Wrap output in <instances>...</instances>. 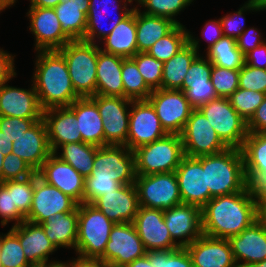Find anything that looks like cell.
I'll use <instances>...</instances> for the list:
<instances>
[{"mask_svg":"<svg viewBox=\"0 0 266 267\" xmlns=\"http://www.w3.org/2000/svg\"><path fill=\"white\" fill-rule=\"evenodd\" d=\"M0 267H33L25 257L19 236L11 228L0 234Z\"/></svg>","mask_w":266,"mask_h":267,"instance_id":"obj_41","label":"cell"},{"mask_svg":"<svg viewBox=\"0 0 266 267\" xmlns=\"http://www.w3.org/2000/svg\"><path fill=\"white\" fill-rule=\"evenodd\" d=\"M206 57L216 66L240 70L245 64L244 54L237 48L236 40L223 36L206 52Z\"/></svg>","mask_w":266,"mask_h":267,"instance_id":"obj_38","label":"cell"},{"mask_svg":"<svg viewBox=\"0 0 266 267\" xmlns=\"http://www.w3.org/2000/svg\"><path fill=\"white\" fill-rule=\"evenodd\" d=\"M139 206L168 210L182 203L175 172L136 175Z\"/></svg>","mask_w":266,"mask_h":267,"instance_id":"obj_8","label":"cell"},{"mask_svg":"<svg viewBox=\"0 0 266 267\" xmlns=\"http://www.w3.org/2000/svg\"><path fill=\"white\" fill-rule=\"evenodd\" d=\"M239 88L266 94V69L244 64L239 70Z\"/></svg>","mask_w":266,"mask_h":267,"instance_id":"obj_52","label":"cell"},{"mask_svg":"<svg viewBox=\"0 0 266 267\" xmlns=\"http://www.w3.org/2000/svg\"><path fill=\"white\" fill-rule=\"evenodd\" d=\"M185 248L194 267H238L228 239L202 234Z\"/></svg>","mask_w":266,"mask_h":267,"instance_id":"obj_24","label":"cell"},{"mask_svg":"<svg viewBox=\"0 0 266 267\" xmlns=\"http://www.w3.org/2000/svg\"><path fill=\"white\" fill-rule=\"evenodd\" d=\"M4 155L0 152V183H2V166H3Z\"/></svg>","mask_w":266,"mask_h":267,"instance_id":"obj_70","label":"cell"},{"mask_svg":"<svg viewBox=\"0 0 266 267\" xmlns=\"http://www.w3.org/2000/svg\"><path fill=\"white\" fill-rule=\"evenodd\" d=\"M43 112L33 83L29 89L0 85V116L43 119Z\"/></svg>","mask_w":266,"mask_h":267,"instance_id":"obj_22","label":"cell"},{"mask_svg":"<svg viewBox=\"0 0 266 267\" xmlns=\"http://www.w3.org/2000/svg\"><path fill=\"white\" fill-rule=\"evenodd\" d=\"M30 7H56L62 0H29Z\"/></svg>","mask_w":266,"mask_h":267,"instance_id":"obj_64","label":"cell"},{"mask_svg":"<svg viewBox=\"0 0 266 267\" xmlns=\"http://www.w3.org/2000/svg\"><path fill=\"white\" fill-rule=\"evenodd\" d=\"M32 82L43 110L68 107L80 96L75 92L66 60L58 50L37 51Z\"/></svg>","mask_w":266,"mask_h":267,"instance_id":"obj_2","label":"cell"},{"mask_svg":"<svg viewBox=\"0 0 266 267\" xmlns=\"http://www.w3.org/2000/svg\"><path fill=\"white\" fill-rule=\"evenodd\" d=\"M265 97V93L238 88L228 99L231 106L248 122Z\"/></svg>","mask_w":266,"mask_h":267,"instance_id":"obj_45","label":"cell"},{"mask_svg":"<svg viewBox=\"0 0 266 267\" xmlns=\"http://www.w3.org/2000/svg\"><path fill=\"white\" fill-rule=\"evenodd\" d=\"M244 57L245 64L254 68L266 69V41L249 51Z\"/></svg>","mask_w":266,"mask_h":267,"instance_id":"obj_60","label":"cell"},{"mask_svg":"<svg viewBox=\"0 0 266 267\" xmlns=\"http://www.w3.org/2000/svg\"><path fill=\"white\" fill-rule=\"evenodd\" d=\"M241 151L246 180L254 187L266 175V133H248Z\"/></svg>","mask_w":266,"mask_h":267,"instance_id":"obj_34","label":"cell"},{"mask_svg":"<svg viewBox=\"0 0 266 267\" xmlns=\"http://www.w3.org/2000/svg\"><path fill=\"white\" fill-rule=\"evenodd\" d=\"M106 267H126V266H119L114 264H106Z\"/></svg>","mask_w":266,"mask_h":267,"instance_id":"obj_73","label":"cell"},{"mask_svg":"<svg viewBox=\"0 0 266 267\" xmlns=\"http://www.w3.org/2000/svg\"><path fill=\"white\" fill-rule=\"evenodd\" d=\"M131 3V0H90L85 35L82 40L100 44L99 42L108 36L117 26V24L125 19L134 10V7H127L129 4L131 5ZM109 7H112L113 9L116 8V10L119 11V14L117 13L118 16L113 20V22H111V25L108 21V28H103V26H101L103 21L101 20L107 16L108 10H110ZM111 14H113V12ZM96 39L97 41L99 39V41L96 42Z\"/></svg>","mask_w":266,"mask_h":267,"instance_id":"obj_26","label":"cell"},{"mask_svg":"<svg viewBox=\"0 0 266 267\" xmlns=\"http://www.w3.org/2000/svg\"><path fill=\"white\" fill-rule=\"evenodd\" d=\"M34 192V175L12 180L13 206L26 218L30 212Z\"/></svg>","mask_w":266,"mask_h":267,"instance_id":"obj_48","label":"cell"},{"mask_svg":"<svg viewBox=\"0 0 266 267\" xmlns=\"http://www.w3.org/2000/svg\"><path fill=\"white\" fill-rule=\"evenodd\" d=\"M103 121L104 146H126L129 131V113L132 100L123 97L94 95ZM129 108V109H128Z\"/></svg>","mask_w":266,"mask_h":267,"instance_id":"obj_9","label":"cell"},{"mask_svg":"<svg viewBox=\"0 0 266 267\" xmlns=\"http://www.w3.org/2000/svg\"><path fill=\"white\" fill-rule=\"evenodd\" d=\"M189 43L164 62L161 89L180 90L192 62L200 55V39L188 31Z\"/></svg>","mask_w":266,"mask_h":267,"instance_id":"obj_30","label":"cell"},{"mask_svg":"<svg viewBox=\"0 0 266 267\" xmlns=\"http://www.w3.org/2000/svg\"><path fill=\"white\" fill-rule=\"evenodd\" d=\"M136 6V40L138 52H147L156 41L167 35L177 24L166 17L148 15Z\"/></svg>","mask_w":266,"mask_h":267,"instance_id":"obj_36","label":"cell"},{"mask_svg":"<svg viewBox=\"0 0 266 267\" xmlns=\"http://www.w3.org/2000/svg\"><path fill=\"white\" fill-rule=\"evenodd\" d=\"M248 1H251V2H259V3H262L263 0H248Z\"/></svg>","mask_w":266,"mask_h":267,"instance_id":"obj_74","label":"cell"},{"mask_svg":"<svg viewBox=\"0 0 266 267\" xmlns=\"http://www.w3.org/2000/svg\"><path fill=\"white\" fill-rule=\"evenodd\" d=\"M189 43L188 29L177 24L167 35L159 39L147 53L160 61H168Z\"/></svg>","mask_w":266,"mask_h":267,"instance_id":"obj_39","label":"cell"},{"mask_svg":"<svg viewBox=\"0 0 266 267\" xmlns=\"http://www.w3.org/2000/svg\"><path fill=\"white\" fill-rule=\"evenodd\" d=\"M261 5H262V11H265L266 10V0H263Z\"/></svg>","mask_w":266,"mask_h":267,"instance_id":"obj_72","label":"cell"},{"mask_svg":"<svg viewBox=\"0 0 266 267\" xmlns=\"http://www.w3.org/2000/svg\"><path fill=\"white\" fill-rule=\"evenodd\" d=\"M146 255L153 267H194L186 248L149 250Z\"/></svg>","mask_w":266,"mask_h":267,"instance_id":"obj_46","label":"cell"},{"mask_svg":"<svg viewBox=\"0 0 266 267\" xmlns=\"http://www.w3.org/2000/svg\"><path fill=\"white\" fill-rule=\"evenodd\" d=\"M121 78L124 87V98L130 100H147L152 90L143 80L132 58H124L122 63Z\"/></svg>","mask_w":266,"mask_h":267,"instance_id":"obj_40","label":"cell"},{"mask_svg":"<svg viewBox=\"0 0 266 267\" xmlns=\"http://www.w3.org/2000/svg\"><path fill=\"white\" fill-rule=\"evenodd\" d=\"M74 267H106V263L99 259L74 258Z\"/></svg>","mask_w":266,"mask_h":267,"instance_id":"obj_62","label":"cell"},{"mask_svg":"<svg viewBox=\"0 0 266 267\" xmlns=\"http://www.w3.org/2000/svg\"><path fill=\"white\" fill-rule=\"evenodd\" d=\"M194 0H138L137 7H144L145 14L171 19L181 24L175 17L185 10ZM146 10V11H145Z\"/></svg>","mask_w":266,"mask_h":267,"instance_id":"obj_42","label":"cell"},{"mask_svg":"<svg viewBox=\"0 0 266 267\" xmlns=\"http://www.w3.org/2000/svg\"><path fill=\"white\" fill-rule=\"evenodd\" d=\"M258 219L266 225V191H255Z\"/></svg>","mask_w":266,"mask_h":267,"instance_id":"obj_61","label":"cell"},{"mask_svg":"<svg viewBox=\"0 0 266 267\" xmlns=\"http://www.w3.org/2000/svg\"><path fill=\"white\" fill-rule=\"evenodd\" d=\"M133 152L136 175L175 172L185 156L180 134H167Z\"/></svg>","mask_w":266,"mask_h":267,"instance_id":"obj_6","label":"cell"},{"mask_svg":"<svg viewBox=\"0 0 266 267\" xmlns=\"http://www.w3.org/2000/svg\"><path fill=\"white\" fill-rule=\"evenodd\" d=\"M30 19L29 30L34 35V50H59L71 41L62 31L54 8L29 7L26 13Z\"/></svg>","mask_w":266,"mask_h":267,"instance_id":"obj_16","label":"cell"},{"mask_svg":"<svg viewBox=\"0 0 266 267\" xmlns=\"http://www.w3.org/2000/svg\"><path fill=\"white\" fill-rule=\"evenodd\" d=\"M13 142L0 131V152L6 156L12 153Z\"/></svg>","mask_w":266,"mask_h":267,"instance_id":"obj_63","label":"cell"},{"mask_svg":"<svg viewBox=\"0 0 266 267\" xmlns=\"http://www.w3.org/2000/svg\"><path fill=\"white\" fill-rule=\"evenodd\" d=\"M40 225L57 249L62 247L75 250L78 235V207L71 212L57 213Z\"/></svg>","mask_w":266,"mask_h":267,"instance_id":"obj_35","label":"cell"},{"mask_svg":"<svg viewBox=\"0 0 266 267\" xmlns=\"http://www.w3.org/2000/svg\"><path fill=\"white\" fill-rule=\"evenodd\" d=\"M228 148L241 149L247 138V122L231 106L228 98L218 97L198 108Z\"/></svg>","mask_w":266,"mask_h":267,"instance_id":"obj_7","label":"cell"},{"mask_svg":"<svg viewBox=\"0 0 266 267\" xmlns=\"http://www.w3.org/2000/svg\"><path fill=\"white\" fill-rule=\"evenodd\" d=\"M164 221L172 240L185 248L197 240L202 233L201 208L181 203L164 211Z\"/></svg>","mask_w":266,"mask_h":267,"instance_id":"obj_18","label":"cell"},{"mask_svg":"<svg viewBox=\"0 0 266 267\" xmlns=\"http://www.w3.org/2000/svg\"><path fill=\"white\" fill-rule=\"evenodd\" d=\"M203 235L228 239L240 234L258 219L253 187L212 198L201 208Z\"/></svg>","mask_w":266,"mask_h":267,"instance_id":"obj_1","label":"cell"},{"mask_svg":"<svg viewBox=\"0 0 266 267\" xmlns=\"http://www.w3.org/2000/svg\"><path fill=\"white\" fill-rule=\"evenodd\" d=\"M92 205L115 224L132 223L139 208L136 186L122 185L116 191L100 196Z\"/></svg>","mask_w":266,"mask_h":267,"instance_id":"obj_23","label":"cell"},{"mask_svg":"<svg viewBox=\"0 0 266 267\" xmlns=\"http://www.w3.org/2000/svg\"><path fill=\"white\" fill-rule=\"evenodd\" d=\"M205 170L209 201L218 196L244 191L249 185L241 149L227 148L212 155L197 157Z\"/></svg>","mask_w":266,"mask_h":267,"instance_id":"obj_3","label":"cell"},{"mask_svg":"<svg viewBox=\"0 0 266 267\" xmlns=\"http://www.w3.org/2000/svg\"><path fill=\"white\" fill-rule=\"evenodd\" d=\"M247 267H266V259L260 262L252 263Z\"/></svg>","mask_w":266,"mask_h":267,"instance_id":"obj_68","label":"cell"},{"mask_svg":"<svg viewBox=\"0 0 266 267\" xmlns=\"http://www.w3.org/2000/svg\"><path fill=\"white\" fill-rule=\"evenodd\" d=\"M201 36H203V39L208 41L207 50L220 40L223 37L220 18L206 22L202 28Z\"/></svg>","mask_w":266,"mask_h":267,"instance_id":"obj_59","label":"cell"},{"mask_svg":"<svg viewBox=\"0 0 266 267\" xmlns=\"http://www.w3.org/2000/svg\"><path fill=\"white\" fill-rule=\"evenodd\" d=\"M43 120L47 127L48 142L52 153L60 145L82 142L81 133H78V121L69 107L44 110Z\"/></svg>","mask_w":266,"mask_h":267,"instance_id":"obj_28","label":"cell"},{"mask_svg":"<svg viewBox=\"0 0 266 267\" xmlns=\"http://www.w3.org/2000/svg\"><path fill=\"white\" fill-rule=\"evenodd\" d=\"M97 150L98 147L95 145L77 142L60 145L53 153L60 160L70 164L85 178L89 176L93 170V162ZM58 151H61V153Z\"/></svg>","mask_w":266,"mask_h":267,"instance_id":"obj_37","label":"cell"},{"mask_svg":"<svg viewBox=\"0 0 266 267\" xmlns=\"http://www.w3.org/2000/svg\"><path fill=\"white\" fill-rule=\"evenodd\" d=\"M122 186L113 178L85 177L84 182V203L92 204L100 196L116 191Z\"/></svg>","mask_w":266,"mask_h":267,"instance_id":"obj_50","label":"cell"},{"mask_svg":"<svg viewBox=\"0 0 266 267\" xmlns=\"http://www.w3.org/2000/svg\"><path fill=\"white\" fill-rule=\"evenodd\" d=\"M36 172L20 157L10 153L4 156L2 166V182L23 179L34 175Z\"/></svg>","mask_w":266,"mask_h":267,"instance_id":"obj_51","label":"cell"},{"mask_svg":"<svg viewBox=\"0 0 266 267\" xmlns=\"http://www.w3.org/2000/svg\"><path fill=\"white\" fill-rule=\"evenodd\" d=\"M42 267H74V258L73 260L62 262V261H55L50 260L47 264H45Z\"/></svg>","mask_w":266,"mask_h":267,"instance_id":"obj_66","label":"cell"},{"mask_svg":"<svg viewBox=\"0 0 266 267\" xmlns=\"http://www.w3.org/2000/svg\"><path fill=\"white\" fill-rule=\"evenodd\" d=\"M11 229L19 236L20 245L27 261L33 267H42L49 261V255L58 249L48 239L42 226L30 221H23Z\"/></svg>","mask_w":266,"mask_h":267,"instance_id":"obj_27","label":"cell"},{"mask_svg":"<svg viewBox=\"0 0 266 267\" xmlns=\"http://www.w3.org/2000/svg\"><path fill=\"white\" fill-rule=\"evenodd\" d=\"M87 177L113 178L122 185L134 184L136 178L134 152L126 146L98 147L93 170Z\"/></svg>","mask_w":266,"mask_h":267,"instance_id":"obj_12","label":"cell"},{"mask_svg":"<svg viewBox=\"0 0 266 267\" xmlns=\"http://www.w3.org/2000/svg\"><path fill=\"white\" fill-rule=\"evenodd\" d=\"M210 80L217 96L228 98L239 88V70L212 64Z\"/></svg>","mask_w":266,"mask_h":267,"instance_id":"obj_47","label":"cell"},{"mask_svg":"<svg viewBox=\"0 0 266 267\" xmlns=\"http://www.w3.org/2000/svg\"><path fill=\"white\" fill-rule=\"evenodd\" d=\"M124 57L98 51L96 68V95L124 98L121 78Z\"/></svg>","mask_w":266,"mask_h":267,"instance_id":"obj_31","label":"cell"},{"mask_svg":"<svg viewBox=\"0 0 266 267\" xmlns=\"http://www.w3.org/2000/svg\"><path fill=\"white\" fill-rule=\"evenodd\" d=\"M90 0H62L54 7L63 33L71 40H82L87 25Z\"/></svg>","mask_w":266,"mask_h":267,"instance_id":"obj_33","label":"cell"},{"mask_svg":"<svg viewBox=\"0 0 266 267\" xmlns=\"http://www.w3.org/2000/svg\"><path fill=\"white\" fill-rule=\"evenodd\" d=\"M228 241L238 267L266 259V225L259 219Z\"/></svg>","mask_w":266,"mask_h":267,"instance_id":"obj_20","label":"cell"},{"mask_svg":"<svg viewBox=\"0 0 266 267\" xmlns=\"http://www.w3.org/2000/svg\"><path fill=\"white\" fill-rule=\"evenodd\" d=\"M15 55L7 52L0 48V85L5 82L9 83V80H12L13 77H16L17 73L15 71L14 58Z\"/></svg>","mask_w":266,"mask_h":267,"instance_id":"obj_57","label":"cell"},{"mask_svg":"<svg viewBox=\"0 0 266 267\" xmlns=\"http://www.w3.org/2000/svg\"><path fill=\"white\" fill-rule=\"evenodd\" d=\"M155 109L162 127L168 134H181L193 107L184 91L175 89H156L147 99Z\"/></svg>","mask_w":266,"mask_h":267,"instance_id":"obj_10","label":"cell"},{"mask_svg":"<svg viewBox=\"0 0 266 267\" xmlns=\"http://www.w3.org/2000/svg\"><path fill=\"white\" fill-rule=\"evenodd\" d=\"M12 153L24 160L35 172L41 168L52 154L43 119L13 141Z\"/></svg>","mask_w":266,"mask_h":267,"instance_id":"obj_25","label":"cell"},{"mask_svg":"<svg viewBox=\"0 0 266 267\" xmlns=\"http://www.w3.org/2000/svg\"><path fill=\"white\" fill-rule=\"evenodd\" d=\"M101 51L118 55L124 58H132L137 50L136 40V6L134 10L113 31L100 41ZM103 47V48H102Z\"/></svg>","mask_w":266,"mask_h":267,"instance_id":"obj_32","label":"cell"},{"mask_svg":"<svg viewBox=\"0 0 266 267\" xmlns=\"http://www.w3.org/2000/svg\"><path fill=\"white\" fill-rule=\"evenodd\" d=\"M254 191H266V175L253 187Z\"/></svg>","mask_w":266,"mask_h":267,"instance_id":"obj_67","label":"cell"},{"mask_svg":"<svg viewBox=\"0 0 266 267\" xmlns=\"http://www.w3.org/2000/svg\"><path fill=\"white\" fill-rule=\"evenodd\" d=\"M6 6L0 2V13L6 10Z\"/></svg>","mask_w":266,"mask_h":267,"instance_id":"obj_71","label":"cell"},{"mask_svg":"<svg viewBox=\"0 0 266 267\" xmlns=\"http://www.w3.org/2000/svg\"><path fill=\"white\" fill-rule=\"evenodd\" d=\"M132 223L146 251L180 248L171 238L164 221V211L139 206Z\"/></svg>","mask_w":266,"mask_h":267,"instance_id":"obj_17","label":"cell"},{"mask_svg":"<svg viewBox=\"0 0 266 267\" xmlns=\"http://www.w3.org/2000/svg\"><path fill=\"white\" fill-rule=\"evenodd\" d=\"M167 134L156 115L155 109L148 100H132L127 136V148L129 150L133 151L137 147L152 143Z\"/></svg>","mask_w":266,"mask_h":267,"instance_id":"obj_13","label":"cell"},{"mask_svg":"<svg viewBox=\"0 0 266 267\" xmlns=\"http://www.w3.org/2000/svg\"><path fill=\"white\" fill-rule=\"evenodd\" d=\"M175 174L182 203L202 208L209 201V188H206L202 163L197 158L184 156Z\"/></svg>","mask_w":266,"mask_h":267,"instance_id":"obj_21","label":"cell"},{"mask_svg":"<svg viewBox=\"0 0 266 267\" xmlns=\"http://www.w3.org/2000/svg\"><path fill=\"white\" fill-rule=\"evenodd\" d=\"M17 0H0L2 4H4L7 8L15 5Z\"/></svg>","mask_w":266,"mask_h":267,"instance_id":"obj_69","label":"cell"},{"mask_svg":"<svg viewBox=\"0 0 266 267\" xmlns=\"http://www.w3.org/2000/svg\"><path fill=\"white\" fill-rule=\"evenodd\" d=\"M262 38L260 31L251 26L236 39L237 48L245 55L266 41L265 38L264 40Z\"/></svg>","mask_w":266,"mask_h":267,"instance_id":"obj_56","label":"cell"},{"mask_svg":"<svg viewBox=\"0 0 266 267\" xmlns=\"http://www.w3.org/2000/svg\"><path fill=\"white\" fill-rule=\"evenodd\" d=\"M68 107L75 113L82 142L104 146L103 121L96 103L90 97H80Z\"/></svg>","mask_w":266,"mask_h":267,"instance_id":"obj_29","label":"cell"},{"mask_svg":"<svg viewBox=\"0 0 266 267\" xmlns=\"http://www.w3.org/2000/svg\"><path fill=\"white\" fill-rule=\"evenodd\" d=\"M180 135L184 155L188 157L217 154L228 148L199 109H193Z\"/></svg>","mask_w":266,"mask_h":267,"instance_id":"obj_11","label":"cell"},{"mask_svg":"<svg viewBox=\"0 0 266 267\" xmlns=\"http://www.w3.org/2000/svg\"><path fill=\"white\" fill-rule=\"evenodd\" d=\"M212 63L206 56L201 54L192 62L187 74L185 75L182 88L184 91L192 82L193 83H206L211 82Z\"/></svg>","mask_w":266,"mask_h":267,"instance_id":"obj_53","label":"cell"},{"mask_svg":"<svg viewBox=\"0 0 266 267\" xmlns=\"http://www.w3.org/2000/svg\"><path fill=\"white\" fill-rule=\"evenodd\" d=\"M145 254L146 250L133 223H116L99 260L106 264L126 266Z\"/></svg>","mask_w":266,"mask_h":267,"instance_id":"obj_14","label":"cell"},{"mask_svg":"<svg viewBox=\"0 0 266 267\" xmlns=\"http://www.w3.org/2000/svg\"><path fill=\"white\" fill-rule=\"evenodd\" d=\"M99 45L84 40L69 41L58 51L66 60L75 92L80 97L96 95V68Z\"/></svg>","mask_w":266,"mask_h":267,"instance_id":"obj_4","label":"cell"},{"mask_svg":"<svg viewBox=\"0 0 266 267\" xmlns=\"http://www.w3.org/2000/svg\"><path fill=\"white\" fill-rule=\"evenodd\" d=\"M126 267H153V263H150V260L145 254L144 256L137 258L130 264L126 265Z\"/></svg>","mask_w":266,"mask_h":267,"instance_id":"obj_65","label":"cell"},{"mask_svg":"<svg viewBox=\"0 0 266 267\" xmlns=\"http://www.w3.org/2000/svg\"><path fill=\"white\" fill-rule=\"evenodd\" d=\"M77 207L78 203L73 198L57 187L45 183L37 172L34 174L32 205L25 220L41 224L57 213L71 212Z\"/></svg>","mask_w":266,"mask_h":267,"instance_id":"obj_15","label":"cell"},{"mask_svg":"<svg viewBox=\"0 0 266 267\" xmlns=\"http://www.w3.org/2000/svg\"><path fill=\"white\" fill-rule=\"evenodd\" d=\"M45 183L57 187L78 204L84 202L85 178L70 164L60 160L52 153L37 171Z\"/></svg>","mask_w":266,"mask_h":267,"instance_id":"obj_19","label":"cell"},{"mask_svg":"<svg viewBox=\"0 0 266 267\" xmlns=\"http://www.w3.org/2000/svg\"><path fill=\"white\" fill-rule=\"evenodd\" d=\"M248 133H266V97L247 122Z\"/></svg>","mask_w":266,"mask_h":267,"instance_id":"obj_58","label":"cell"},{"mask_svg":"<svg viewBox=\"0 0 266 267\" xmlns=\"http://www.w3.org/2000/svg\"><path fill=\"white\" fill-rule=\"evenodd\" d=\"M109 220L94 205L78 204V235L75 254L83 259H99L103 254L112 227Z\"/></svg>","mask_w":266,"mask_h":267,"instance_id":"obj_5","label":"cell"},{"mask_svg":"<svg viewBox=\"0 0 266 267\" xmlns=\"http://www.w3.org/2000/svg\"><path fill=\"white\" fill-rule=\"evenodd\" d=\"M132 59L143 80L151 90L161 88L164 62L150 56L147 52H138Z\"/></svg>","mask_w":266,"mask_h":267,"instance_id":"obj_43","label":"cell"},{"mask_svg":"<svg viewBox=\"0 0 266 267\" xmlns=\"http://www.w3.org/2000/svg\"><path fill=\"white\" fill-rule=\"evenodd\" d=\"M259 12L262 10V5L259 2L246 1L238 11L226 14L220 18L222 25L223 36L237 39L246 29L244 12ZM245 26V27H244Z\"/></svg>","mask_w":266,"mask_h":267,"instance_id":"obj_44","label":"cell"},{"mask_svg":"<svg viewBox=\"0 0 266 267\" xmlns=\"http://www.w3.org/2000/svg\"><path fill=\"white\" fill-rule=\"evenodd\" d=\"M39 120L0 116V131L13 142Z\"/></svg>","mask_w":266,"mask_h":267,"instance_id":"obj_55","label":"cell"},{"mask_svg":"<svg viewBox=\"0 0 266 267\" xmlns=\"http://www.w3.org/2000/svg\"><path fill=\"white\" fill-rule=\"evenodd\" d=\"M0 217L1 225L6 226L8 222H14L12 226L19 225L25 221V217L13 206L12 180L0 183Z\"/></svg>","mask_w":266,"mask_h":267,"instance_id":"obj_49","label":"cell"},{"mask_svg":"<svg viewBox=\"0 0 266 267\" xmlns=\"http://www.w3.org/2000/svg\"><path fill=\"white\" fill-rule=\"evenodd\" d=\"M185 96L194 109L207 102L218 98L215 89L211 82L206 83H191L185 90Z\"/></svg>","mask_w":266,"mask_h":267,"instance_id":"obj_54","label":"cell"}]
</instances>
